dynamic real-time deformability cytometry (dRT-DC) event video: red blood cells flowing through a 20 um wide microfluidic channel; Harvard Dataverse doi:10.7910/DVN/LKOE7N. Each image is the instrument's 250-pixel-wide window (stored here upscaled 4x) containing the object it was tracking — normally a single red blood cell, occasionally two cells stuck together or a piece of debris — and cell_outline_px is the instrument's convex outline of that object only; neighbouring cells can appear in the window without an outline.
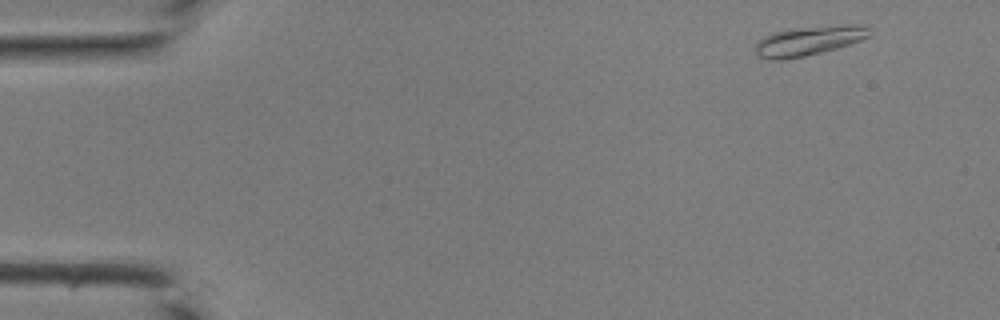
{"species": "common noctule bat (a hibernating species)", "species_latin": "Nyctalus noctula", "temperature_condition": "room temperature", "stored_images_in_passage": 41, "camera_frame_rate_fps": 3000, "um_per_image_px": 0.085, "animal": {"sex": "male", "body_mass_g": 19.0, "forearm_length_mm": 50.8}, "frame": {"image": 1, "passage_image": 2, "time_ms": 0.333, "image_size_px": [1000, 320], "cell_outline_px": [[872, 32], [868, 36], [860, 40], [836, 48], [804, 56], [784, 60], [772, 60], [756, 56], [756, 44], [764, 36], [772, 32], [792, 28], [852, 24], [864, 24], [872, 28]], "centroid_in_image_um": [68.75, 3.45], "position_along_channel_um": 16.2, "area_um2": 19.65}}
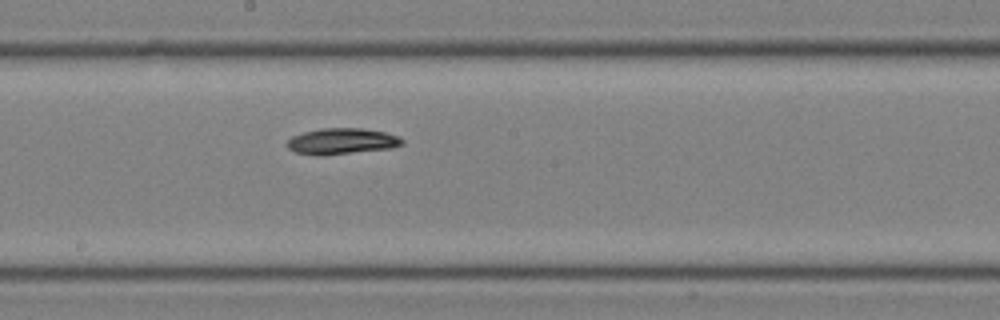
{"frame": {"image": 2, "passage_image": 22, "time_ms": 7.0, "image_size_px": [1000, 320], "cell_outline_px": [[404, 144], [392, 148], [320, 156], [316, 156], [292, 152], [288, 148], [288, 140], [292, 136], [304, 132], [320, 128], [360, 128], [384, 132], [400, 136], [404, 140]], "centroid_in_image_um": [29.05, 12.01], "position_along_channel_um": 219.1, "area_um2": 17.63}}
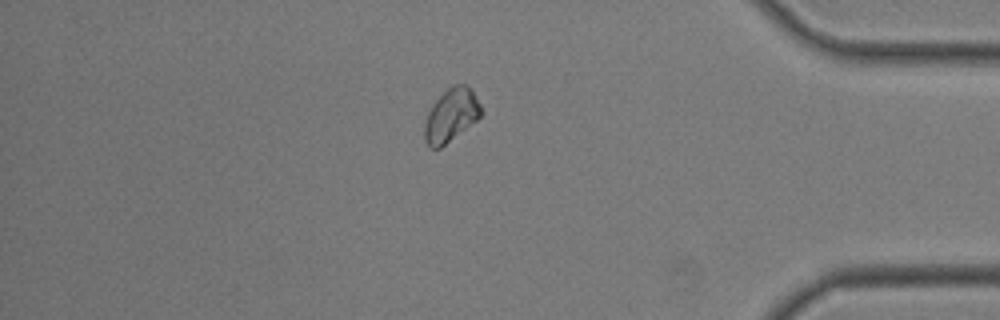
{"frame": {"image": 3, "passage_image": 35, "time_ms": 11.333, "image_size_px": [1000, 320], "cell_outline_px": [[484, 112], [476, 120], [440, 148], [432, 148], [424, 140], [424, 124], [428, 112], [432, 104], [452, 84], [464, 84], [472, 88]], "centroid_in_image_um": [38.35, 9.77], "position_along_channel_um": 396.9, "area_um2": 17.4}}